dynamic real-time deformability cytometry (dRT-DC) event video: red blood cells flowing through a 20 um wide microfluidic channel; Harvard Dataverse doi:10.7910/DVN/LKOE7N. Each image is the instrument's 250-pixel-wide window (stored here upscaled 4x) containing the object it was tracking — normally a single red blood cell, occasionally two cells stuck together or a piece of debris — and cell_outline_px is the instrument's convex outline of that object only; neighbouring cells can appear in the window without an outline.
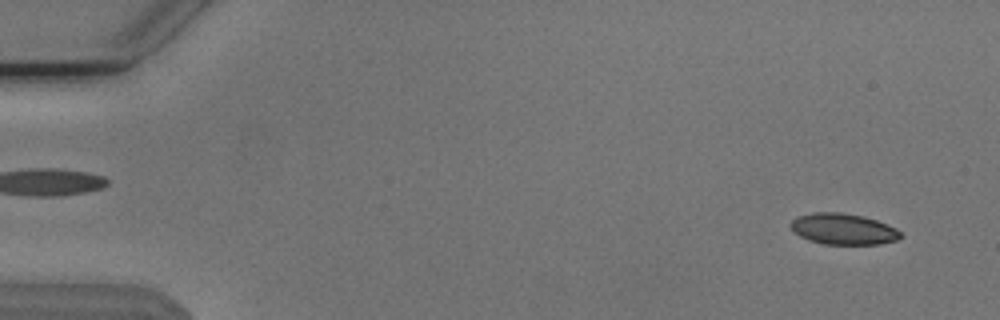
{"species": "Egyptian fruit bat (a non-hibernating species)", "species_latin": "Rousettus aegyptiacus", "temperature_condition": "cold", "stored_images_in_passage": 53, "camera_frame_rate_fps": 3000, "um_per_image_px": 0.085, "animal": {"sex": "male"}, "frame": {"image": 1, "passage_image": 3, "time_ms": 0.667, "image_size_px": [1000, 320], "cell_outline_px": [[904, 236], [896, 240], [880, 244], [824, 244], [808, 240], [800, 236], [788, 224], [796, 216], [812, 212], [840, 212], [864, 216], [888, 224], [896, 228]], "centroid_in_image_um": [71.68, 19.46], "position_along_channel_um": 13.3, "area_um2": 20.06}}
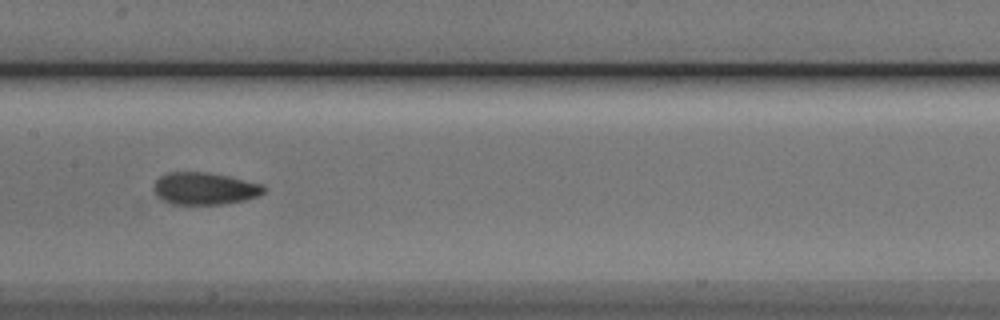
{"frame": {"image": 2, "passage_image": 27, "time_ms": 8.667, "image_size_px": [1000, 320], "cell_outline_px": [[264, 192], [256, 196], [244, 200], [224, 204], [172, 204], [160, 200], [156, 196], [152, 188], [156, 180], [160, 176], [168, 172], [204, 172], [228, 176], [264, 184]], "centroid_in_image_um": [17.34, 16.03], "position_along_channel_um": 190.1, "area_um2": 20.75}}
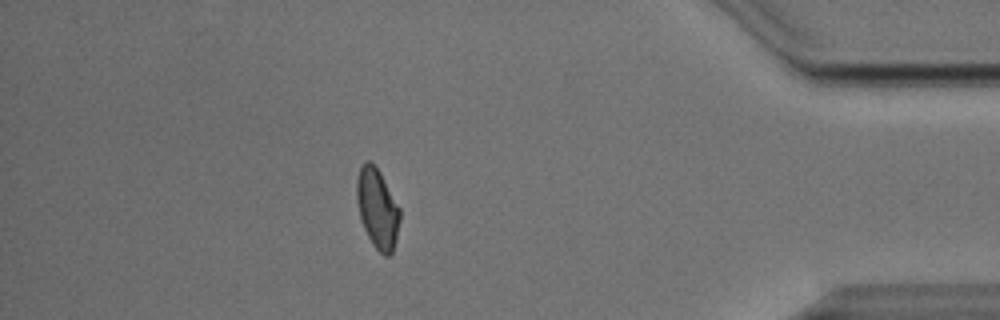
{"frame": {"image": 3, "passage_image": 47, "time_ms": 15.333, "image_size_px": [1000, 320], "cell_outline_px": [[400, 220], [396, 240], [392, 252], [388, 256], [384, 256], [372, 244], [364, 228], [360, 216], [356, 200], [356, 180], [360, 168], [368, 160], [380, 172], [400, 208]], "centroid_in_image_um": [32.08, 17.74], "position_along_channel_um": 403.1, "area_um2": 19.88}, "authors_computed_cell_mechanics": {"area_um2": 20.3456, "velocity_mm_per_s": 3.8112, "shape_relaxation_time_tau1_ms": 4.5584, "shape_relaxation_time_tau2_ms": 1.3352, "deformation_change_tau1": 0.1224, "deformation_change_tau2": 0.0504}}